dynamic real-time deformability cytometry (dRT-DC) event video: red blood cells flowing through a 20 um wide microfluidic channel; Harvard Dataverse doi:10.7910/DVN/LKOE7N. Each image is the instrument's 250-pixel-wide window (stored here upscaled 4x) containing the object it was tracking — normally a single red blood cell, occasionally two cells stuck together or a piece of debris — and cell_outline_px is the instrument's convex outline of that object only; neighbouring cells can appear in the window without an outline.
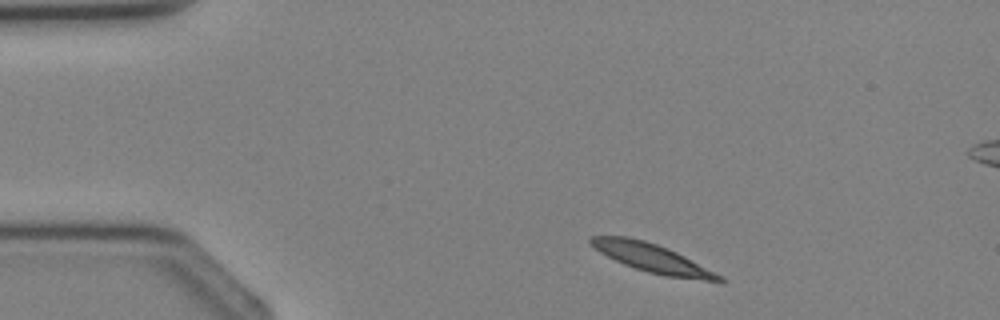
{"species": "Egyptian fruit bat (a non-hibernating species)", "species_latin": "Rousettus aegyptiacus", "temperature_condition": "cold", "stored_images_in_passage": 3, "camera_frame_rate_fps": 3000, "um_per_image_px": 0.085, "animal": {"sex": "female"}, "frame": {"image": 1, "passage_image": 1, "time_ms": 0.0, "image_size_px": [1000, 320], "cell_outline_px": [[728, 280], [724, 284], [720, 284], [664, 276], [648, 272], [624, 264], [600, 252], [588, 240], [588, 236], [628, 236], [644, 240], [668, 248], [724, 276]], "centroid_in_image_um": [55.6, 21.99], "position_along_channel_um": 29.4, "area_um2": 21.79}}